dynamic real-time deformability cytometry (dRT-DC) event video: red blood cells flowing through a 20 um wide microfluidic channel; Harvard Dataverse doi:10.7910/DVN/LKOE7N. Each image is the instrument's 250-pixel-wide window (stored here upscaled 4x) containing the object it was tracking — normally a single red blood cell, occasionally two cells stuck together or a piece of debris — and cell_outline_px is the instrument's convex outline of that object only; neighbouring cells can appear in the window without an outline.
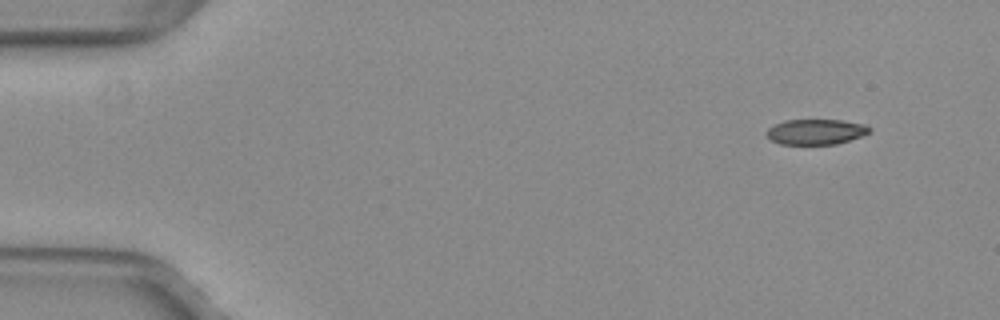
{"species": "common noctule bat (a hibernating species)", "species_latin": "Nyctalus noctula", "temperature_condition": "warm", "stored_images_in_passage": 48, "camera_frame_rate_fps": 3000, "um_per_image_px": 0.085, "animal": {"sex": "female", "body_mass_g": 29.2, "forearm_length_mm": 56.3}, "frame": {"image": 1, "passage_image": 1, "time_ms": 0.0, "image_size_px": [1000, 320], "cell_outline_px": [[872, 128], [868, 132], [860, 136], [836, 144], [780, 144], [772, 140], [764, 132], [768, 128], [784, 120], [840, 120], [864, 124]], "centroid_in_image_um": [69.32, 11.2], "position_along_channel_um": 15.7, "area_um2": 15.03}}
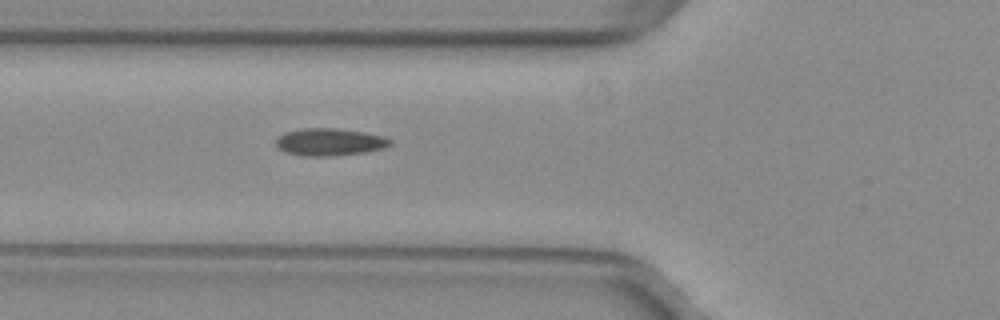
{"frame": {"image": 2, "passage_image": 16, "time_ms": 5.0, "image_size_px": [1000, 320], "cell_outline_px": [[392, 144], [384, 148], [364, 152], [328, 156], [304, 156], [288, 152], [280, 148], [276, 144], [276, 140], [284, 132], [304, 128], [336, 128], [364, 132], [380, 136], [392, 140]], "centroid_in_image_um": [28.03, 12.06], "position_along_channel_um": 97.8, "area_um2": 17.92}}
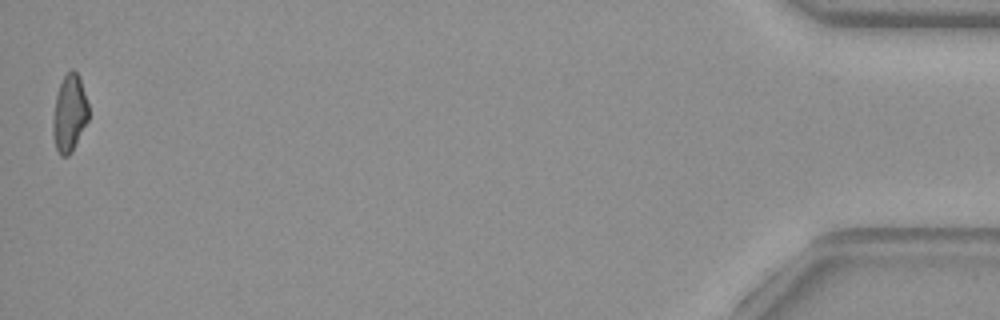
{"frame": {"image": 3, "passage_image": 48, "time_ms": 15.667, "image_size_px": [1000, 320], "cell_outline_px": [[88, 120], [72, 152], [68, 156], [60, 156], [56, 148], [52, 132], [52, 120], [56, 96], [60, 84], [64, 76], [72, 68], [76, 72], [80, 80], [88, 104]], "centroid_in_image_um": [5.89, 9.67], "position_along_channel_um": 429.3, "area_um2": 15.9}, "authors_computed_cell_mechanics": {"area_um2": 16.7331, "velocity_mm_per_s": 4.0189, "shape_relaxation_time_tau1_ms": null, "shape_relaxation_time_tau2_ms": 3.4009, "deformation_change_tau1": null, "deformation_change_tau2": 0.0884}}